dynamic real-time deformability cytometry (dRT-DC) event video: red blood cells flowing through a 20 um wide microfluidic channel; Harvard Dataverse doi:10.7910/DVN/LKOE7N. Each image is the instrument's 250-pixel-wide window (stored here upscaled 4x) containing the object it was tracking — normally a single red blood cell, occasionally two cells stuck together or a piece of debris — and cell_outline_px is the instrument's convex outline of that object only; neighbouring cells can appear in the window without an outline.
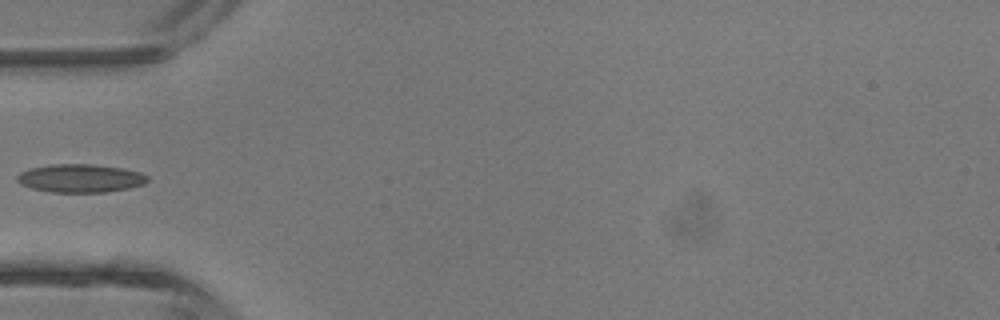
{"species": "common noctule bat (a hibernating species)", "species_latin": "Nyctalus noctula", "temperature_condition": "room temperature", "stored_images_in_passage": 4, "camera_frame_rate_fps": 3000, "um_per_image_px": 0.085, "animal": {"sex": "male", "body_mass_g": 13.3}, "frame": {"image": 1, "passage_image": 4, "time_ms": 3.333, "image_size_px": [1000, 320], "cell_outline_px": [[148, 180], [144, 184], [128, 188], [104, 192], [52, 192], [32, 188], [20, 184], [16, 180], [16, 176], [20, 172], [32, 168], [52, 164], [92, 164], [124, 168], [140, 172], [148, 176]], "centroid_in_image_um": [6.83, 15.15], "position_along_channel_um": 78.2, "area_um2": 21.44}}